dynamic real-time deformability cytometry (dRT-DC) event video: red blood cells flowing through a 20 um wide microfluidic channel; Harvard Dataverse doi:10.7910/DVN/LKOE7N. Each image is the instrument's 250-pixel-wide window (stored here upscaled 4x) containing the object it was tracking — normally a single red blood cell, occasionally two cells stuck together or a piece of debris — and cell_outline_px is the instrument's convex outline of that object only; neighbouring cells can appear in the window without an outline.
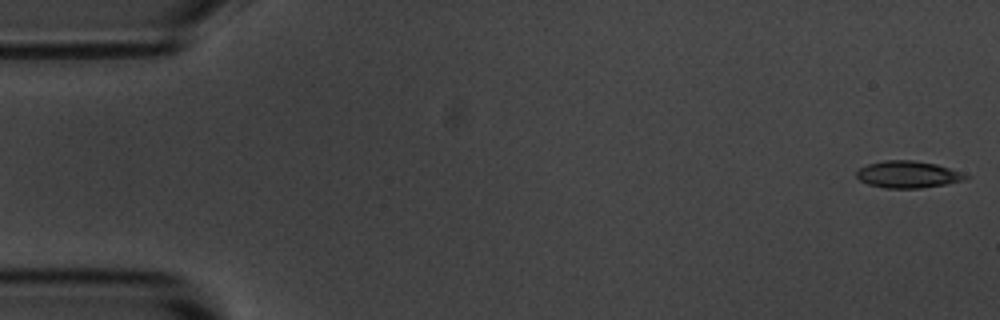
{"species": "common noctule bat (a hibernating species)", "species_latin": "Nyctalus noctula", "temperature_condition": "room temperature", "stored_images_in_passage": 4, "camera_frame_rate_fps": 3000, "um_per_image_px": 0.085, "animal": {"sex": "male", "body_mass_g": 20.1, "forearm_length_mm": 53.5}, "frame": {"image": 1, "passage_image": 1, "time_ms": 0.0, "image_size_px": [1000, 320], "cell_outline_px": [[972, 176], [968, 180], [920, 188], [884, 188], [868, 184], [860, 180], [856, 176], [856, 172], [860, 168], [868, 164], [884, 160], [912, 160], [936, 164]], "centroid_in_image_um": [77.19, 14.83], "position_along_channel_um": 7.8, "area_um2": 17.11}}
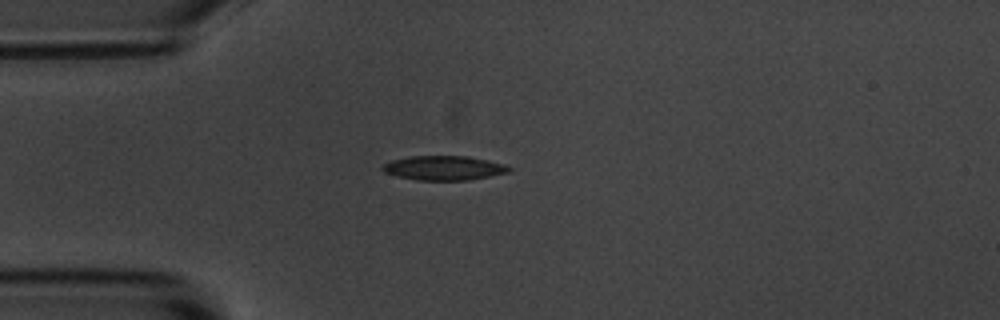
{"frame": {"image": 2, "passage_image": 4, "time_ms": 4.333, "image_size_px": [1000, 320], "cell_outline_px": [[512, 168], [508, 172], [468, 180], [416, 180], [396, 176], [384, 172], [380, 168], [384, 164], [392, 160], [408, 156], [468, 156], [488, 160], [504, 164]], "centroid_in_image_um": [37.69, 14.27], "position_along_channel_um": 47.3, "area_um2": 17.92}}